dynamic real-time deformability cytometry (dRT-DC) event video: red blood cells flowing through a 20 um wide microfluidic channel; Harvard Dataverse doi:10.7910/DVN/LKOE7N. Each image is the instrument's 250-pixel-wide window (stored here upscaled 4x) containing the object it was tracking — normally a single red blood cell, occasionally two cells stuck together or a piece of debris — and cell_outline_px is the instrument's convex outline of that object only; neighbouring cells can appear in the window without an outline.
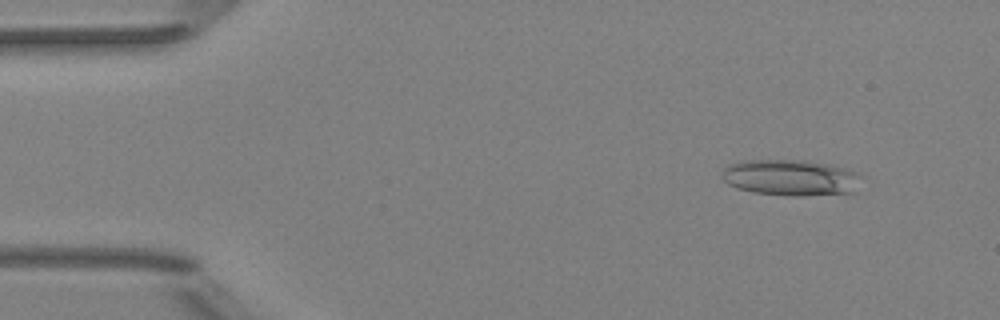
{"species": "Egyptian fruit bat (a non-hibernating species)", "species_latin": "Rousettus aegyptiacus", "temperature_condition": "room temperature", "stored_images_in_passage": 6, "camera_frame_rate_fps": 3000, "um_per_image_px": 0.085, "animal": {"sex": "female"}, "frame": {"image": 1, "passage_image": 6, "time_ms": 6.333, "image_size_px": [1000, 320], "cell_outline_px": [[868, 176], [856, 192], [804, 196], [792, 196], [752, 192], [736, 188], [728, 184], [720, 176], [724, 168], [728, 164], [740, 160], [808, 160], [828, 164], [844, 168]], "centroid_in_image_um": [67.28, 15.1], "position_along_channel_um": 17.7, "area_um2": 30.17}}